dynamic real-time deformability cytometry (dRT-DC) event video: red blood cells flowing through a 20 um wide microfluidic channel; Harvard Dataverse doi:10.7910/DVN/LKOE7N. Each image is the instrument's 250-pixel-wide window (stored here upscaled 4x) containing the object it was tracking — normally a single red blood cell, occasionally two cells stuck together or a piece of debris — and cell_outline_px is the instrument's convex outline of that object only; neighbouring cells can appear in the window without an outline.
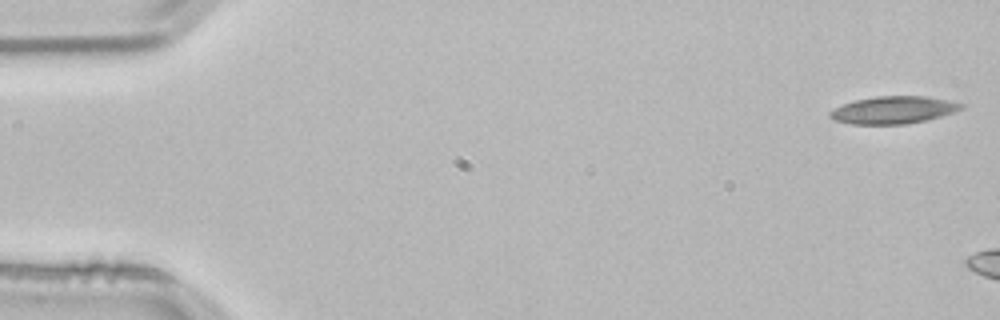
{"species": "common noctule bat (a hibernating species)", "species_latin": "Nyctalus noctula", "temperature_condition": "room temperature", "stored_images_in_passage": 6, "camera_frame_rate_fps": 3000, "um_per_image_px": 0.085, "animal": {"sex": "male", "body_mass_g": 21.5, "forearm_length_mm": 52.0}, "frame": {"image": 1, "passage_image": 1, "time_ms": 0.0, "image_size_px": [1000, 320], "cell_outline_px": [[964, 108], [928, 120], [908, 124], [852, 124], [836, 120], [828, 116], [828, 112], [844, 104], [856, 100], [876, 96], [928, 96], [948, 100], [964, 104]], "centroid_in_image_um": [75.96, 9.35], "position_along_channel_um": 9.0, "area_um2": 20.87}}